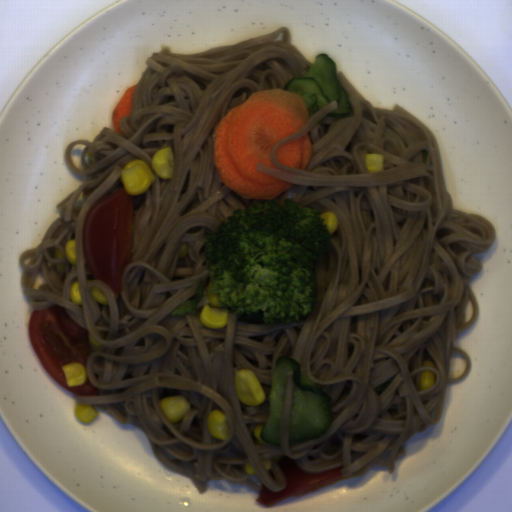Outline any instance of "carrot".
Instances as JSON below:
<instances>
[{"mask_svg": "<svg viewBox=\"0 0 512 512\" xmlns=\"http://www.w3.org/2000/svg\"><path fill=\"white\" fill-rule=\"evenodd\" d=\"M313 156V148L308 131L297 140L280 145L275 158L283 166L305 170Z\"/></svg>", "mask_w": 512, "mask_h": 512, "instance_id": "carrot-2", "label": "carrot"}, {"mask_svg": "<svg viewBox=\"0 0 512 512\" xmlns=\"http://www.w3.org/2000/svg\"><path fill=\"white\" fill-rule=\"evenodd\" d=\"M137 85L138 84L130 86L123 92L118 103L115 105L111 112V123L114 132L124 133L123 129L120 126V120L122 117L131 116L133 96Z\"/></svg>", "mask_w": 512, "mask_h": 512, "instance_id": "carrot-3", "label": "carrot"}, {"mask_svg": "<svg viewBox=\"0 0 512 512\" xmlns=\"http://www.w3.org/2000/svg\"><path fill=\"white\" fill-rule=\"evenodd\" d=\"M308 121V108L301 96L283 88L253 92L216 127L213 161L222 182L241 198L260 201L274 199L291 188V182L256 167L260 163L276 168L270 161L275 144Z\"/></svg>", "mask_w": 512, "mask_h": 512, "instance_id": "carrot-1", "label": "carrot"}]
</instances>
